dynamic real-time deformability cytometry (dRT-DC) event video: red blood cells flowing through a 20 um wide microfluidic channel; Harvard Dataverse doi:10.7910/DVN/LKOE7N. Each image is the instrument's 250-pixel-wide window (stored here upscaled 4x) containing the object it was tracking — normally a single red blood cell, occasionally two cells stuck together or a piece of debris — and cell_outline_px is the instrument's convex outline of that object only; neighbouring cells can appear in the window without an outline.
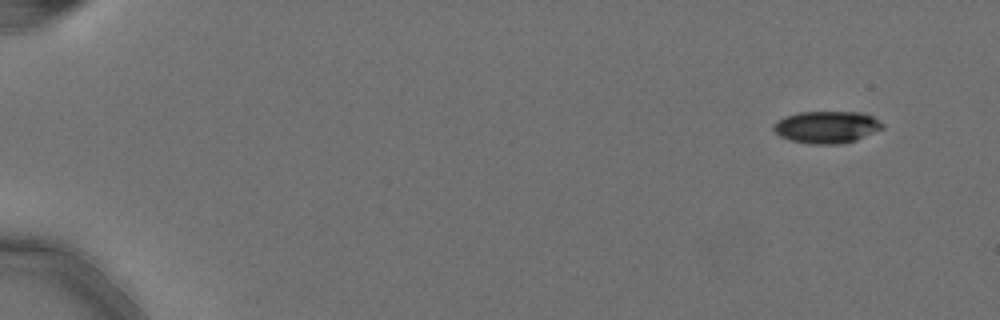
{"species": "Egyptian fruit bat (a non-hibernating species)", "species_latin": "Rousettus aegyptiacus", "temperature_condition": "cold", "stored_images_in_passage": 6, "camera_frame_rate_fps": 3000, "um_per_image_px": 0.085, "animal": {"sex": "female"}, "frame": {"image": 1, "passage_image": 1, "time_ms": 0.0, "image_size_px": [1000, 320], "cell_outline_px": [[884, 128], [856, 140], [840, 144], [808, 144], [792, 140], [780, 136], [772, 128], [772, 124], [776, 120], [784, 116], [800, 112], [864, 112], [872, 116], [884, 124]], "centroid_in_image_um": [70.26, 10.8], "position_along_channel_um": 14.7, "area_um2": 20.52}}
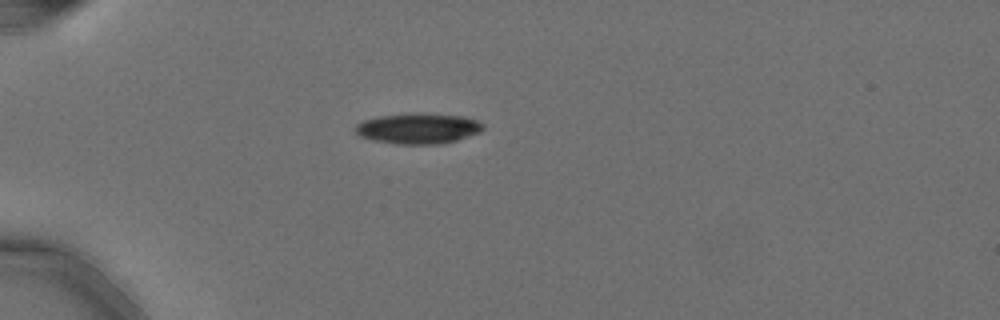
{"frame": {"image": 2, "passage_image": 4, "time_ms": 1.0, "image_size_px": [1000, 320], "cell_outline_px": [[484, 128], [480, 132], [456, 140], [440, 144], [396, 144], [372, 140], [360, 136], [352, 128], [356, 124], [364, 120], [380, 116], [464, 116], [476, 120], [484, 124]], "centroid_in_image_um": [35.52, 10.97], "position_along_channel_um": 49.5, "area_um2": 21.73}}
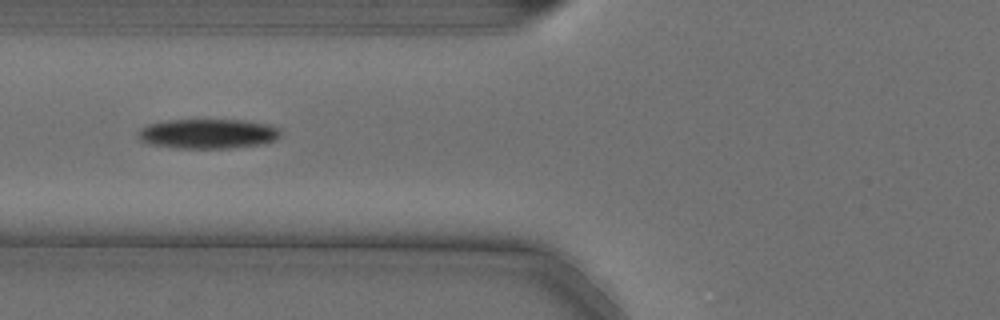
{"frame": {"image": 3, "passage_image": 6, "time_ms": 1.667, "image_size_px": [1000, 320], "cell_outline_px": [[284, 132], [276, 140], [264, 144], [232, 148], [176, 148], [148, 144], [140, 140], [136, 136], [136, 132], [140, 128], [148, 124], [160, 120], [248, 120], [272, 124], [280, 128]], "centroid_in_image_um": [17.7, 11.36], "position_along_channel_um": 108.1, "area_um2": 25.43}}